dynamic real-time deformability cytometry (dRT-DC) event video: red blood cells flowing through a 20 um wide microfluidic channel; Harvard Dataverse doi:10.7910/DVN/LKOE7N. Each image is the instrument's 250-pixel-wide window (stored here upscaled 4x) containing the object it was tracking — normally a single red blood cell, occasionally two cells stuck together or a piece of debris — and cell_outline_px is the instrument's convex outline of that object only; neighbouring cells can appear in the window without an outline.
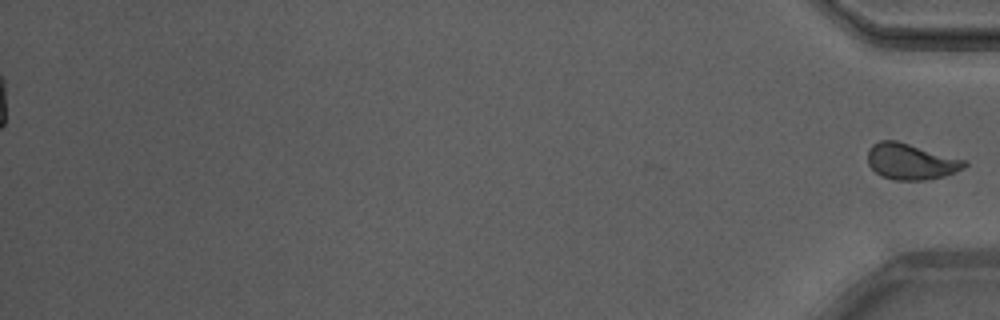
{"species": "Egyptian fruit bat (a non-hibernating species)", "species_latin": "Rousettus aegyptiacus", "temperature_condition": "warm", "stored_images_in_passage": 56, "segment_of_instrument_passage": [2, 2], "camera_frame_rate_fps": 3000, "um_per_image_px": 0.085, "animal": {"sex": "male"}, "frame": {"image": 1, "passage_image": 56, "time_ms": 18.333, "image_size_px": [1000, 320], "cell_outline_px": [[968, 164], [964, 168], [956, 172], [944, 176], [924, 180], [892, 180], [880, 176], [868, 164], [868, 148], [872, 144], [880, 140], [896, 140], [968, 160]], "centroid_in_image_um": [77.44, 13.73], "position_along_channel_um": 357.8, "area_um2": 20.58}}